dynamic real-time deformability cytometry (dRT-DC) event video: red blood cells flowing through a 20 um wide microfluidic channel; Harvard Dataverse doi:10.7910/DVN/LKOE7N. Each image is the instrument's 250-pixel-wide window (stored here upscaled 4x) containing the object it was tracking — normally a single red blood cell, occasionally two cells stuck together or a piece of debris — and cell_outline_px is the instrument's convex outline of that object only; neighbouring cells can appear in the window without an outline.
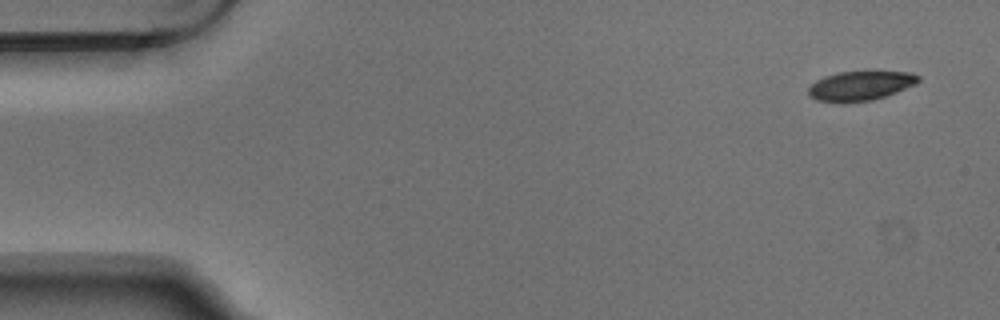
{"species": "Egyptian fruit bat (a non-hibernating species)", "species_latin": "Rousettus aegyptiacus", "temperature_condition": "warm", "stored_images_in_passage": 4, "camera_frame_rate_fps": 3000, "um_per_image_px": 0.085, "animal": {"sex": "male"}, "frame": {"image": 1, "passage_image": 1, "time_ms": 0.0, "image_size_px": [1000, 320], "cell_outline_px": [[920, 80], [916, 84], [896, 92], [872, 100], [816, 100], [808, 96], [808, 88], [816, 80], [824, 76], [840, 72], [912, 72], [920, 76]], "centroid_in_image_um": [73.16, 7.25], "position_along_channel_um": 11.8, "area_um2": 18.21}}
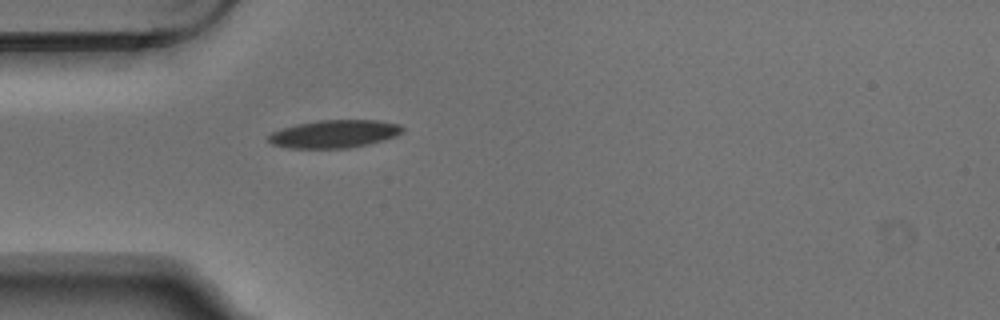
{"frame": {"image": 2, "passage_image": 4, "time_ms": 1.0, "image_size_px": [1000, 320], "cell_outline_px": [[404, 132], [396, 136], [384, 140], [368, 144], [348, 148], [288, 148], [272, 144], [268, 140], [268, 136], [272, 132], [280, 128], [296, 124], [320, 120], [376, 120], [400, 124], [404, 128]], "centroid_in_image_um": [28.43, 11.38], "position_along_channel_um": 56.6, "area_um2": 21.91}}